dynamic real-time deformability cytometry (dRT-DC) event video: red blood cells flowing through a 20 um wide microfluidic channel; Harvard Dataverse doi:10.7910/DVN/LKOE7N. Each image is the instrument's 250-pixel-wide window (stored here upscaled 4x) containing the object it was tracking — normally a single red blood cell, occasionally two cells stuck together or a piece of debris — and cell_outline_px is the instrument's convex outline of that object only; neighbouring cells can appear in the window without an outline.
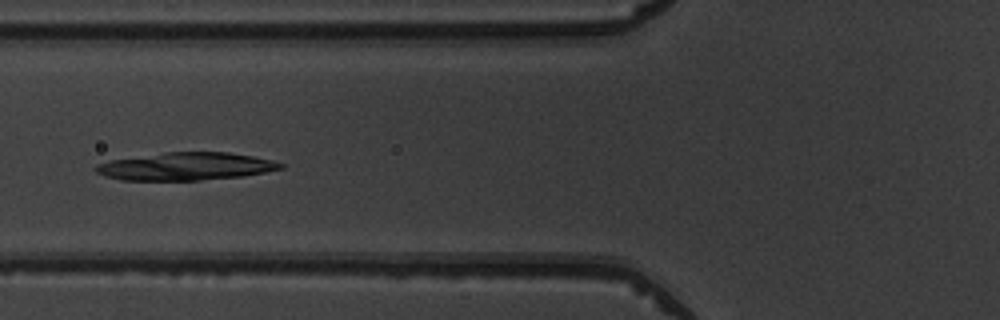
{"species": "common noctule bat (a hibernating species)", "species_latin": "Nyctalus noctula", "temperature_condition": "warm", "stored_images_in_passage": 38, "camera_frame_rate_fps": 3000, "um_per_image_px": 0.085, "animal": {"sex": "male", "body_mass_g": 19.5, "forearm_length_mm": 54.6}, "frame": {"image": 1, "passage_image": 7, "time_ms": 2.0, "image_size_px": [1000, 320], "cell_outline_px": [[284, 168], [244, 176], [200, 180], [120, 180], [104, 176], [96, 172], [96, 164], [108, 160], [168, 152], [228, 152], [252, 156], [272, 160], [284, 164]], "centroid_in_image_um": [15.78, 14.14], "position_along_channel_um": 110.0, "area_um2": 29.82}}
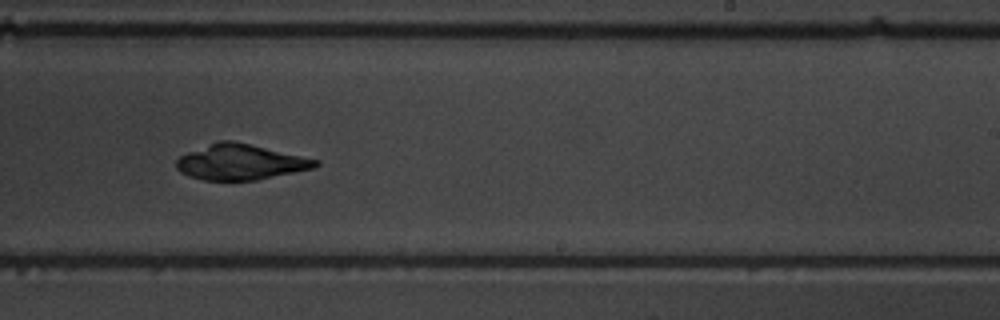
{"frame": {"image": 2, "passage_image": 19, "time_ms": 6.0, "image_size_px": [1000, 320], "cell_outline_px": [[320, 164], [316, 168], [256, 180], [204, 180], [188, 176], [180, 172], [176, 168], [176, 160], [180, 156], [188, 152], [220, 140], [232, 140], [320, 160]], "centroid_in_image_um": [20.45, 13.78], "position_along_channel_um": 268.5, "area_um2": 28.67}}
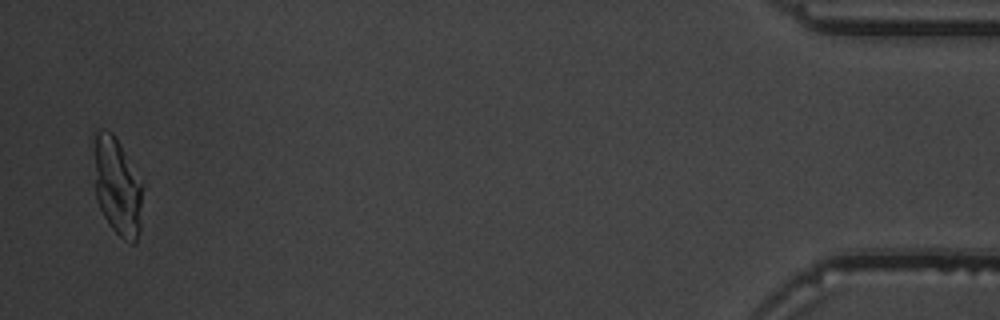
{"frame": {"image": 3, "passage_image": 37, "time_ms": 12.0, "image_size_px": [1000, 320], "cell_outline_px": [[144, 184], [140, 232], [136, 244], [132, 244], [124, 240], [108, 224], [96, 200], [92, 132], [100, 128], [112, 132], [144, 180]], "centroid_in_image_um": [9.99, 15.81], "position_along_channel_um": 425.2, "area_um2": 29.07}}